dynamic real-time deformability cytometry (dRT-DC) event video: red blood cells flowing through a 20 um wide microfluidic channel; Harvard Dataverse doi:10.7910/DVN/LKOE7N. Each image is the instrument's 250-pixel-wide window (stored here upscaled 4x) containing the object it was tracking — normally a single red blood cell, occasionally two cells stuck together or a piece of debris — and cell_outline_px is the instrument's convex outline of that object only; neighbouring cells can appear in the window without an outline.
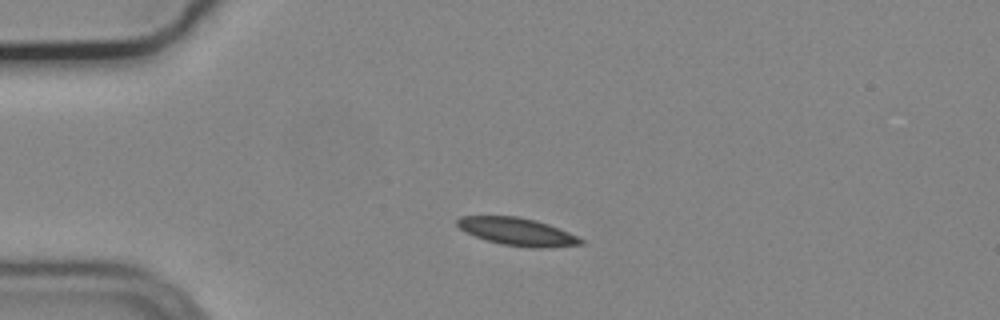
{"species": "common noctule bat (a hibernating species)", "species_latin": "Nyctalus noctula", "temperature_condition": "cold", "stored_images_in_passage": 43, "camera_frame_rate_fps": 3000, "um_per_image_px": 0.085, "animal": {"sex": "male", "body_mass_g": 19.2, "forearm_length_mm": 51.8}, "frame": {"image": 1, "passage_image": 1, "time_ms": 0.0, "image_size_px": [1000, 320], "cell_outline_px": [[584, 244], [548, 248], [532, 248], [500, 244], [476, 236], [460, 228], [456, 224], [456, 220], [460, 216], [516, 216], [536, 220], [548, 224], [568, 232], [584, 240]], "centroid_in_image_um": [43.99, 19.69], "position_along_channel_um": 41.0, "area_um2": 19.83}}
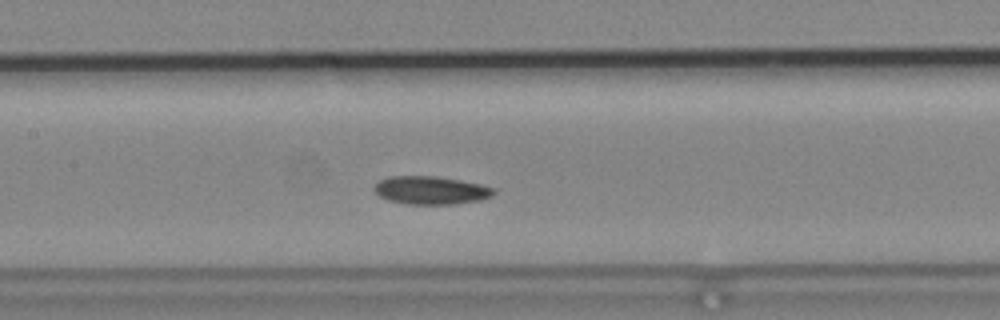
{"frame": {"image": 2, "passage_image": 14, "time_ms": 4.333, "image_size_px": [1000, 320], "cell_outline_px": [[496, 192], [492, 196], [480, 200], [452, 204], [408, 204], [388, 200], [380, 196], [372, 188], [380, 180], [388, 176], [436, 176], [460, 180], [480, 184], [496, 188]], "centroid_in_image_um": [36.64, 16.17], "position_along_channel_um": 170.8, "area_um2": 19.59}}
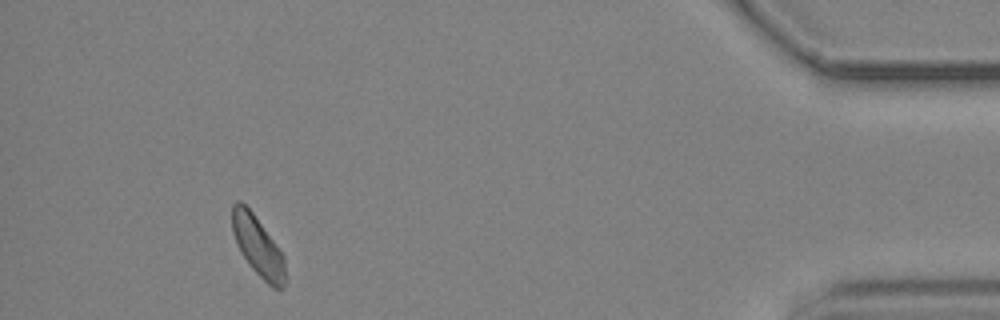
{"frame": {"image": 3, "passage_image": 39, "time_ms": 12.667, "image_size_px": [1000, 320], "cell_outline_px": [[284, 288], [272, 288], [248, 264], [240, 252], [236, 244], [232, 232], [232, 204], [236, 200], [240, 200], [252, 212], [284, 256]], "centroid_in_image_um": [21.87, 20.91], "position_along_channel_um": 413.3, "area_um2": 18.21}, "authors_computed_cell_mechanics": {"area_um2": 19.1896, "velocity_mm_per_s": 3.6791, "shape_relaxation_time_tau1_ms": 3.7226, "shape_relaxation_time_tau2_ms": null, "deformation_change_tau1": 0.0907, "deformation_change_tau2": null}}